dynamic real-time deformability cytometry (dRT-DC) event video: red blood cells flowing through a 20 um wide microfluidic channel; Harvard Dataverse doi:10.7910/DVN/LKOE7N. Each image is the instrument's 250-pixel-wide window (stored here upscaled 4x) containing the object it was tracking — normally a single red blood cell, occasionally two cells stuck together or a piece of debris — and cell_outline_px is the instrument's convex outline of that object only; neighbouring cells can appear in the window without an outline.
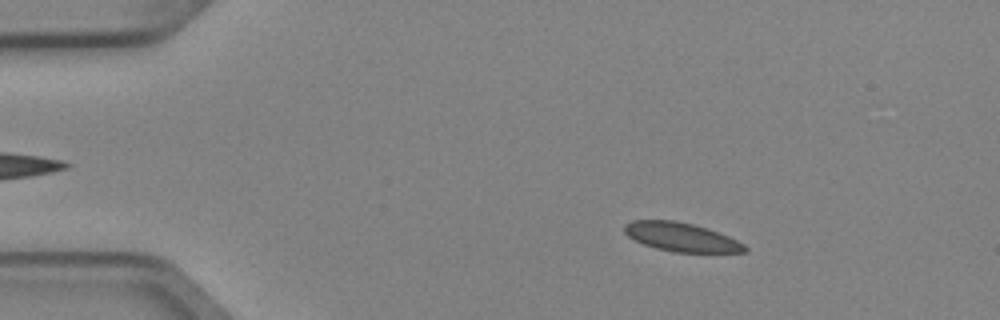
{"species": "Egyptian fruit bat (a non-hibernating species)", "species_latin": "Rousettus aegyptiacus", "temperature_condition": "cold", "stored_images_in_passage": 4, "camera_frame_rate_fps": 3000, "um_per_image_px": 0.085, "animal": {"sex": "female"}, "frame": {"image": 1, "passage_image": 2, "time_ms": 0.333, "image_size_px": [1000, 320], "cell_outline_px": [[748, 252], [672, 252], [656, 248], [644, 244], [628, 236], [624, 232], [624, 224], [632, 220], [672, 220], [692, 224], [708, 228], [728, 236], [744, 244], [748, 248]], "centroid_in_image_um": [57.9, 20.15], "position_along_channel_um": 27.1, "area_um2": 20.11}}
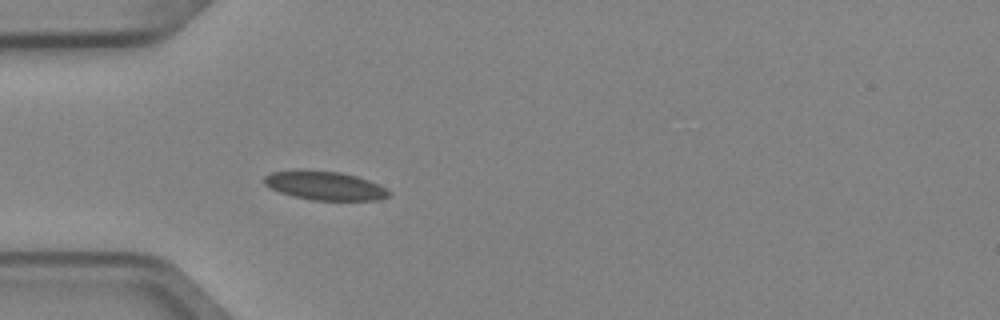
{"frame": {"image": 2, "passage_image": 4, "time_ms": 1.0, "image_size_px": [1000, 320], "cell_outline_px": [[392, 192], [388, 196], [380, 200], [312, 200], [292, 196], [268, 188], [264, 184], [264, 176], [272, 172], [304, 168], [340, 172], [356, 176], [368, 180]], "centroid_in_image_um": [27.55, 15.76], "position_along_channel_um": 57.5, "area_um2": 21.21}}